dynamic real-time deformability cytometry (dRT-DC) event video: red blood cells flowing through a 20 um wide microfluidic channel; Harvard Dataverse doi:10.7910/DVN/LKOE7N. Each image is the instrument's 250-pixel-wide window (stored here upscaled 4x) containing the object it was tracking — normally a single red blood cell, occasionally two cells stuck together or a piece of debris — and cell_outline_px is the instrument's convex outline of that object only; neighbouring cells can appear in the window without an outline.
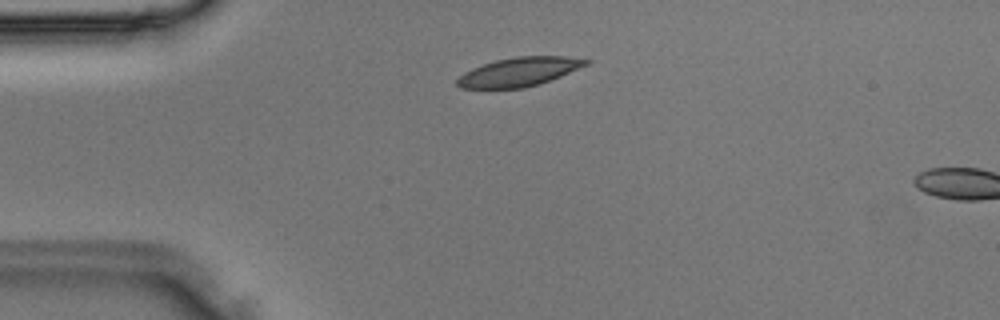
{"species": "Egyptian fruit bat (a non-hibernating species)", "species_latin": "Rousettus aegyptiacus", "temperature_condition": "room temperature", "stored_images_in_passage": 7, "camera_frame_rate_fps": 3000, "um_per_image_px": 0.085, "animal": {"sex": "male"}, "frame": {"image": 1, "passage_image": 5, "time_ms": 1.333, "image_size_px": [1000, 320], "cell_outline_px": [[592, 60], [588, 64], [560, 76], [540, 84], [524, 88], [460, 88], [456, 84], [456, 80], [464, 72], [472, 68], [496, 60], [516, 56], [564, 56]], "centroid_in_image_um": [44.12, 6.1], "position_along_channel_um": 40.9, "area_um2": 21.56}}